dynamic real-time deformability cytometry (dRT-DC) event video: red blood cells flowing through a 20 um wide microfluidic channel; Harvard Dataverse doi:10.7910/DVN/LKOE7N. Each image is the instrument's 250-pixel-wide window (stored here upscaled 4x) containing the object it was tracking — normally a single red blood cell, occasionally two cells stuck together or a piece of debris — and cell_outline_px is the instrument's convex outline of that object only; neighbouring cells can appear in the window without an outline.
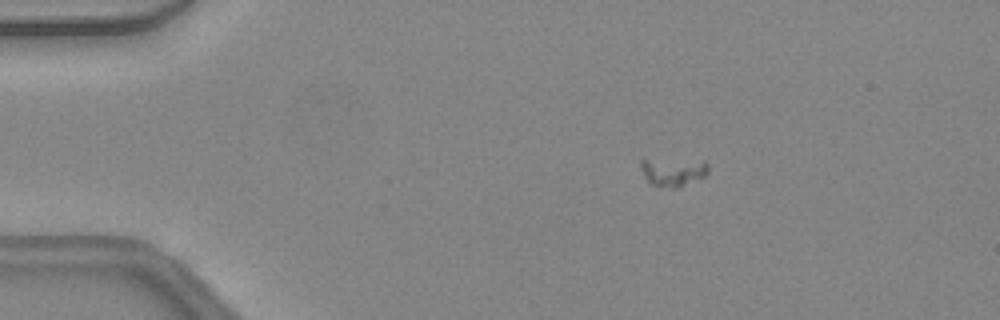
{"species": "common noctule bat (a hibernating species)", "species_latin": "Nyctalus noctula", "temperature_condition": "warm", "stored_images_in_passage": 39, "camera_frame_rate_fps": 3000, "um_per_image_px": 0.085, "animal": {"sex": "female", "body_mass_g": 24.6, "forearm_length_mm": 56.2}, "frame": {"image": 1, "passage_image": 1, "time_ms": 0.0, "image_size_px": [1000, 320], "cell_outline_px": [[708, 172], [704, 176], [680, 188], [672, 188], [652, 184], [644, 176], [640, 164], [640, 160], [704, 160], [708, 164]], "centroid_in_image_um": [57.26, 14.61], "position_along_channel_um": 27.7, "area_um2": 10.98}}
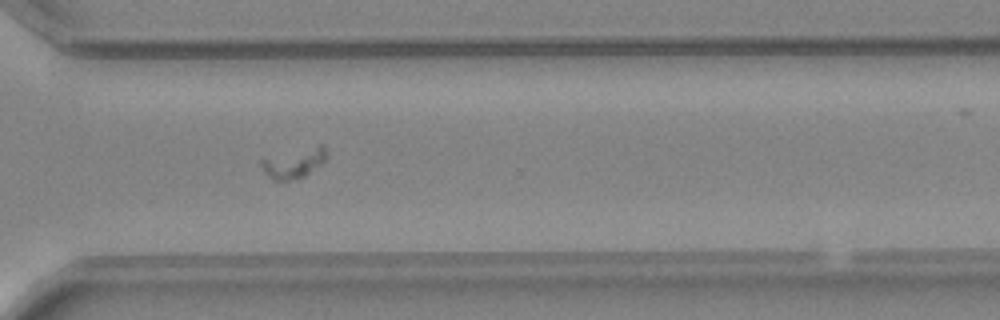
{"frame": {"image": 2, "passage_image": 27, "time_ms": 8.667, "image_size_px": [1000, 320], "cell_outline_px": [[328, 156], [320, 164], [304, 176], [288, 180], [272, 180], [264, 172], [260, 164], [260, 160], [320, 144], [324, 148]], "centroid_in_image_um": [24.98, 13.87], "position_along_channel_um": 345.6, "area_um2": 10.81}}
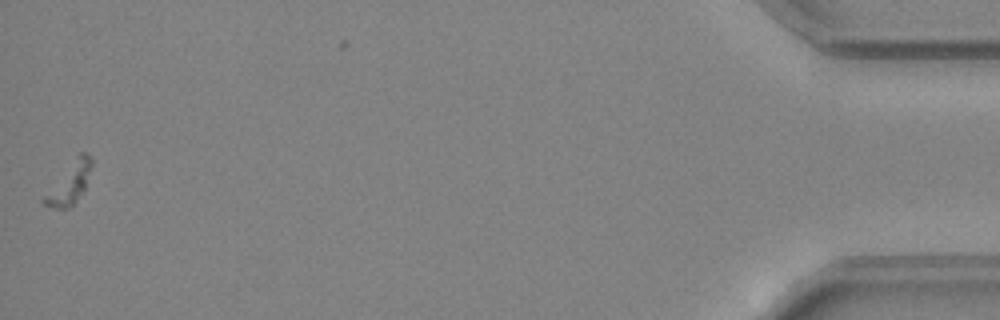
{"frame": {"image": 3, "passage_image": 39, "time_ms": 12.667, "image_size_px": [1000, 320], "cell_outline_px": [[92, 164], [84, 188], [72, 204], [68, 208], [56, 208], [40, 204], [40, 200], [80, 152], [84, 152], [92, 156]], "centroid_in_image_um": [5.88, 15.58], "position_along_channel_um": 429.3, "area_um2": 10.81}}